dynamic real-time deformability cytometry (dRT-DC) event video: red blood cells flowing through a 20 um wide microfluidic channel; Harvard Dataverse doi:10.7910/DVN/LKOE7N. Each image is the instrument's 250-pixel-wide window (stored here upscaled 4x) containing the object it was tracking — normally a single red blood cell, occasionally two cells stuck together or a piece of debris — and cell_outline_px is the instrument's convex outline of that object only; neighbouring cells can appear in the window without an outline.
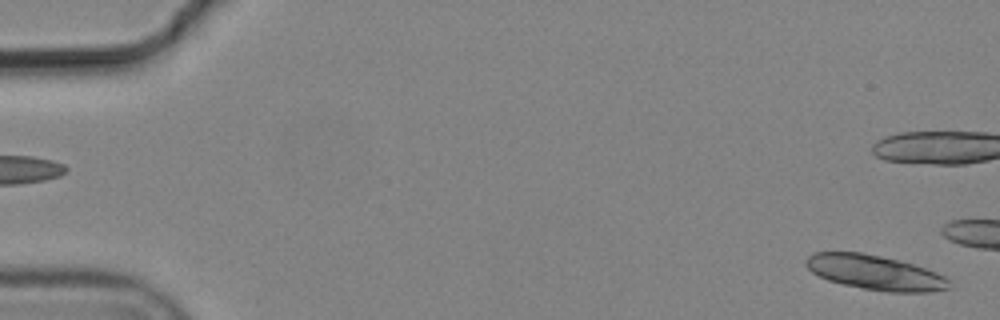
{"species": "common noctule bat (a hibernating species)", "species_latin": "Nyctalus noctula", "temperature_condition": "cold", "stored_images_in_passage": 3, "segment_of_instrument_passage": [2, 2], "camera_frame_rate_fps": 3000, "um_per_image_px": 0.085, "animal": {"sex": "male", "body_mass_g": 19.2, "forearm_length_mm": 51.8}, "frame": {"image": 1, "passage_image": 3, "time_ms": 0.667, "image_size_px": [1000, 320], "cell_outline_px": [[952, 288], [928, 292], [888, 292], [864, 288], [844, 284], [828, 280], [812, 272], [804, 264], [804, 260], [808, 256], [816, 252], [860, 252], [900, 260], [936, 272], [944, 276], [948, 280]], "centroid_in_image_um": [74.38, 23.16], "position_along_channel_um": 10.6, "area_um2": 28.78}}